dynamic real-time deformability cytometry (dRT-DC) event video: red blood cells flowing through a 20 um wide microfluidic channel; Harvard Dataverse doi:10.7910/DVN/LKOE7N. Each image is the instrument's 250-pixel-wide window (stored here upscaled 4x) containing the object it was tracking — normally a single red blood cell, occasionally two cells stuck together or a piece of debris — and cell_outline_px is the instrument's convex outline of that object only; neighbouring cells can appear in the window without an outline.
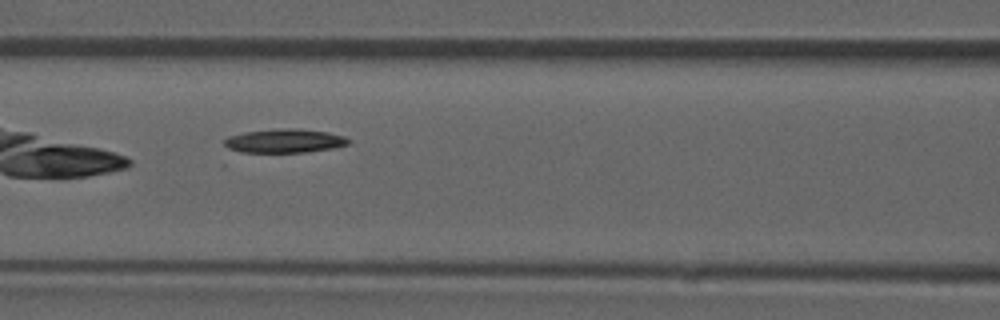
{"species": "common noctule bat (a hibernating species)", "species_latin": "Nyctalus noctula", "temperature_condition": "room temperature", "stored_images_in_passage": 34, "camera_frame_rate_fps": 3000, "um_per_image_px": 0.085, "animal": {"sex": "male", "forearm_length_mm": 52.5}, "frame": {"image": 1, "passage_image": 6, "time_ms": 1.667, "image_size_px": [1000, 320], "cell_outline_px": [[348, 144], [332, 148], [308, 152], [228, 152], [224, 144], [224, 140], [228, 136], [244, 132], [276, 128], [296, 128], [328, 132], [344, 136], [348, 140]], "centroid_in_image_um": [24.09, 11.97], "position_along_channel_um": 142.5, "area_um2": 17.46}}